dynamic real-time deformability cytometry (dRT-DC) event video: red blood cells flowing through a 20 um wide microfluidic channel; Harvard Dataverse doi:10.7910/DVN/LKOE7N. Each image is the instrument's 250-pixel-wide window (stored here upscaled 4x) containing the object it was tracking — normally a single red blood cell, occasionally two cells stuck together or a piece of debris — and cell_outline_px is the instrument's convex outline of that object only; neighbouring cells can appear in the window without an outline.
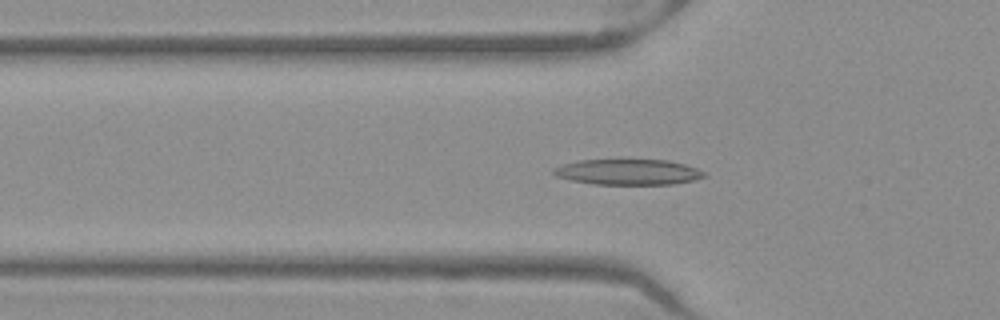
{"species": "Egyptian fruit bat (a non-hibernating species)", "species_latin": "Rousettus aegyptiacus", "temperature_condition": "warm", "stored_images_in_passage": 52, "camera_frame_rate_fps": 3000, "um_per_image_px": 0.085, "frame": {"image": 1, "passage_image": 18, "time_ms": 5.667, "image_size_px": [1000, 320], "cell_outline_px": [[708, 176], [692, 180], [672, 184], [592, 184], [568, 180], [556, 176], [552, 172], [552, 168], [564, 164], [580, 160], [668, 160], [684, 164], [696, 168], [704, 172]], "centroid_in_image_um": [53.36, 14.62], "position_along_channel_um": 72.4, "area_um2": 22.43}}
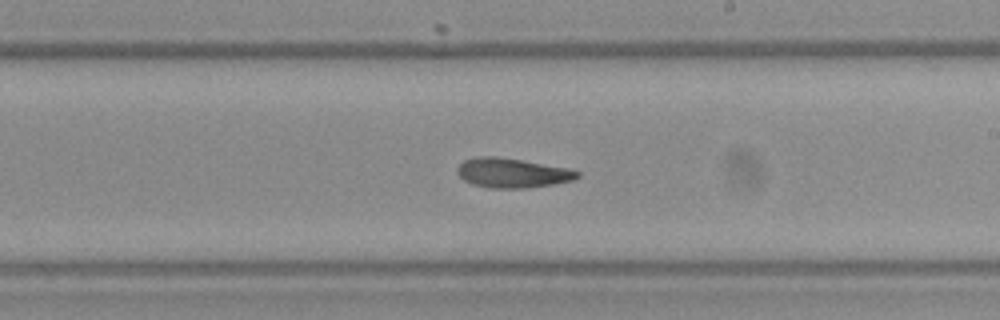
{"frame": {"image": 2, "passage_image": 31, "time_ms": 10.0, "image_size_px": [1000, 320], "cell_outline_px": [[580, 176], [572, 180], [552, 184], [528, 188], [488, 188], [472, 184], [464, 180], [456, 172], [456, 168], [464, 160], [476, 156], [496, 156], [568, 168], [580, 172]], "centroid_in_image_um": [43.5, 14.7], "position_along_channel_um": 245.5, "area_um2": 20.63}}
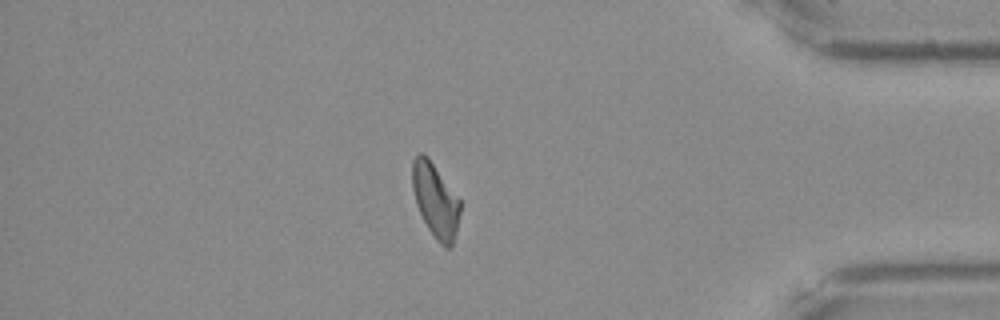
{"frame": {"image": 3, "passage_image": 45, "time_ms": 14.667, "image_size_px": [1000, 320], "cell_outline_px": [[460, 212], [456, 232], [452, 248], [444, 248], [436, 240], [428, 228], [416, 204], [412, 188], [412, 160], [420, 152], [428, 156], [460, 200]], "centroid_in_image_um": [37.01, 17.04], "position_along_channel_um": 398.2, "area_um2": 20.63}, "authors_computed_cell_mechanics": {"area_um2": 20.9236, "velocity_mm_per_s": 3.9693, "shape_relaxation_time_tau1_ms": 6.8984, "shape_relaxation_time_tau2_ms": 1.6994, "deformation_change_tau1": 0.2043, "deformation_change_tau2": 0.0968}}